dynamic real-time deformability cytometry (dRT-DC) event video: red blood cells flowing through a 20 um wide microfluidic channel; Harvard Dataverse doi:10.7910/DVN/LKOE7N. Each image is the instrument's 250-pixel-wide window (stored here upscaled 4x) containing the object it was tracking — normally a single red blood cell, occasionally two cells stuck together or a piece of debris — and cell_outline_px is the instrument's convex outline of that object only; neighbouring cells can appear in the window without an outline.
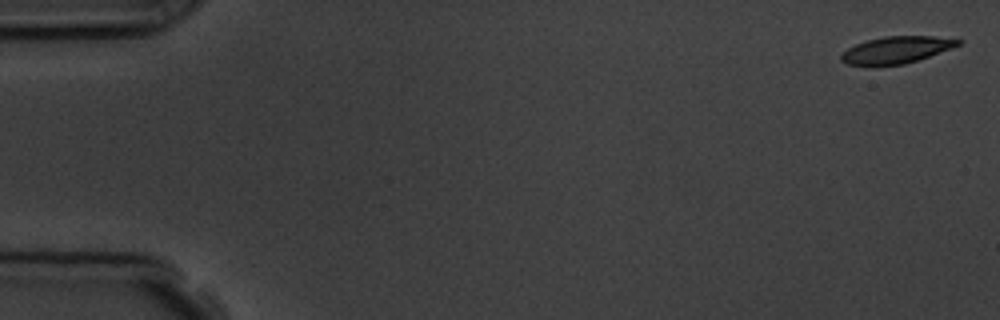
{"species": "common noctule bat (a hibernating species)", "species_latin": "Nyctalus noctula", "temperature_condition": "room temperature", "stored_images_in_passage": 5, "camera_frame_rate_fps": 3000, "um_per_image_px": 0.085, "animal": {"sex": "male", "body_mass_g": 19.5, "forearm_length_mm": 54.6}, "frame": {"image": 1, "passage_image": 1, "time_ms": 0.0, "image_size_px": [1000, 320], "cell_outline_px": [[964, 40], [960, 44], [952, 48], [904, 64], [876, 68], [872, 68], [848, 64], [840, 60], [840, 56], [848, 48], [856, 44], [868, 40], [884, 36], [932, 36]], "centroid_in_image_um": [76.13, 4.28], "position_along_channel_um": 8.9, "area_um2": 18.67}}